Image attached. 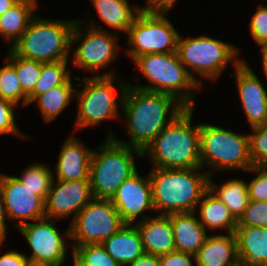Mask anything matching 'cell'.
I'll return each instance as SVG.
<instances>
[{"label": "cell", "instance_id": "cell-39", "mask_svg": "<svg viewBox=\"0 0 267 266\" xmlns=\"http://www.w3.org/2000/svg\"><path fill=\"white\" fill-rule=\"evenodd\" d=\"M191 259L195 256L175 250L160 256V266H194Z\"/></svg>", "mask_w": 267, "mask_h": 266}, {"label": "cell", "instance_id": "cell-2", "mask_svg": "<svg viewBox=\"0 0 267 266\" xmlns=\"http://www.w3.org/2000/svg\"><path fill=\"white\" fill-rule=\"evenodd\" d=\"M193 109L187 107L143 149V157L148 154L153 161L152 168H201L200 124H191Z\"/></svg>", "mask_w": 267, "mask_h": 266}, {"label": "cell", "instance_id": "cell-21", "mask_svg": "<svg viewBox=\"0 0 267 266\" xmlns=\"http://www.w3.org/2000/svg\"><path fill=\"white\" fill-rule=\"evenodd\" d=\"M196 212L168 214L173 228L176 251L195 256L204 245L207 230L200 223Z\"/></svg>", "mask_w": 267, "mask_h": 266}, {"label": "cell", "instance_id": "cell-14", "mask_svg": "<svg viewBox=\"0 0 267 266\" xmlns=\"http://www.w3.org/2000/svg\"><path fill=\"white\" fill-rule=\"evenodd\" d=\"M0 191L8 220L21 219L15 227L46 217L45 201L24 186L16 176L0 174ZM27 220V222H25Z\"/></svg>", "mask_w": 267, "mask_h": 266}, {"label": "cell", "instance_id": "cell-26", "mask_svg": "<svg viewBox=\"0 0 267 266\" xmlns=\"http://www.w3.org/2000/svg\"><path fill=\"white\" fill-rule=\"evenodd\" d=\"M37 0H19L9 10L0 16V36L12 41V46L26 31L27 26L35 16Z\"/></svg>", "mask_w": 267, "mask_h": 266}, {"label": "cell", "instance_id": "cell-6", "mask_svg": "<svg viewBox=\"0 0 267 266\" xmlns=\"http://www.w3.org/2000/svg\"><path fill=\"white\" fill-rule=\"evenodd\" d=\"M149 86L133 87L169 94L176 97L186 107L193 108L194 92L200 85L191 77V72L180 62L177 52L165 54H147L134 60ZM193 92V93H192Z\"/></svg>", "mask_w": 267, "mask_h": 266}, {"label": "cell", "instance_id": "cell-15", "mask_svg": "<svg viewBox=\"0 0 267 266\" xmlns=\"http://www.w3.org/2000/svg\"><path fill=\"white\" fill-rule=\"evenodd\" d=\"M56 180L53 179L45 200V215L55 220L68 217L73 213V222L77 214L94 198L90 181Z\"/></svg>", "mask_w": 267, "mask_h": 266}, {"label": "cell", "instance_id": "cell-30", "mask_svg": "<svg viewBox=\"0 0 267 266\" xmlns=\"http://www.w3.org/2000/svg\"><path fill=\"white\" fill-rule=\"evenodd\" d=\"M20 177H17L24 186H27L29 189L33 190V193L40 196L44 201L50 191L54 175L50 170V167H47L44 164L35 163L31 166L25 168Z\"/></svg>", "mask_w": 267, "mask_h": 266}, {"label": "cell", "instance_id": "cell-36", "mask_svg": "<svg viewBox=\"0 0 267 266\" xmlns=\"http://www.w3.org/2000/svg\"><path fill=\"white\" fill-rule=\"evenodd\" d=\"M248 171L257 173V177L247 183L249 200L267 201V167L253 166Z\"/></svg>", "mask_w": 267, "mask_h": 266}, {"label": "cell", "instance_id": "cell-45", "mask_svg": "<svg viewBox=\"0 0 267 266\" xmlns=\"http://www.w3.org/2000/svg\"><path fill=\"white\" fill-rule=\"evenodd\" d=\"M261 47V52H262V64H263V70L264 74L267 77V46H260Z\"/></svg>", "mask_w": 267, "mask_h": 266}, {"label": "cell", "instance_id": "cell-19", "mask_svg": "<svg viewBox=\"0 0 267 266\" xmlns=\"http://www.w3.org/2000/svg\"><path fill=\"white\" fill-rule=\"evenodd\" d=\"M93 150L76 137L64 141L55 165L56 178L68 181L89 180L90 162Z\"/></svg>", "mask_w": 267, "mask_h": 266}, {"label": "cell", "instance_id": "cell-18", "mask_svg": "<svg viewBox=\"0 0 267 266\" xmlns=\"http://www.w3.org/2000/svg\"><path fill=\"white\" fill-rule=\"evenodd\" d=\"M136 225L144 253L162 256L175 251V239L169 215L142 216Z\"/></svg>", "mask_w": 267, "mask_h": 266}, {"label": "cell", "instance_id": "cell-16", "mask_svg": "<svg viewBox=\"0 0 267 266\" xmlns=\"http://www.w3.org/2000/svg\"><path fill=\"white\" fill-rule=\"evenodd\" d=\"M143 178L138 172L126 179L110 199L126 224H133L145 210H153L149 174Z\"/></svg>", "mask_w": 267, "mask_h": 266}, {"label": "cell", "instance_id": "cell-3", "mask_svg": "<svg viewBox=\"0 0 267 266\" xmlns=\"http://www.w3.org/2000/svg\"><path fill=\"white\" fill-rule=\"evenodd\" d=\"M202 168H152L149 172L152 203L158 214L196 212L208 190L209 175Z\"/></svg>", "mask_w": 267, "mask_h": 266}, {"label": "cell", "instance_id": "cell-13", "mask_svg": "<svg viewBox=\"0 0 267 266\" xmlns=\"http://www.w3.org/2000/svg\"><path fill=\"white\" fill-rule=\"evenodd\" d=\"M56 221L44 217L17 228L32 250L31 256H26L30 265L62 266L66 261L67 245L63 234L56 229Z\"/></svg>", "mask_w": 267, "mask_h": 266}, {"label": "cell", "instance_id": "cell-40", "mask_svg": "<svg viewBox=\"0 0 267 266\" xmlns=\"http://www.w3.org/2000/svg\"><path fill=\"white\" fill-rule=\"evenodd\" d=\"M176 0H147V6L141 7L140 10L149 14H166L170 9H174Z\"/></svg>", "mask_w": 267, "mask_h": 266}, {"label": "cell", "instance_id": "cell-22", "mask_svg": "<svg viewBox=\"0 0 267 266\" xmlns=\"http://www.w3.org/2000/svg\"><path fill=\"white\" fill-rule=\"evenodd\" d=\"M196 266H240L235 233L207 236L195 255Z\"/></svg>", "mask_w": 267, "mask_h": 266}, {"label": "cell", "instance_id": "cell-44", "mask_svg": "<svg viewBox=\"0 0 267 266\" xmlns=\"http://www.w3.org/2000/svg\"><path fill=\"white\" fill-rule=\"evenodd\" d=\"M19 0H0V16L9 10Z\"/></svg>", "mask_w": 267, "mask_h": 266}, {"label": "cell", "instance_id": "cell-5", "mask_svg": "<svg viewBox=\"0 0 267 266\" xmlns=\"http://www.w3.org/2000/svg\"><path fill=\"white\" fill-rule=\"evenodd\" d=\"M76 20H47L34 16L10 48L19 56L41 63L68 60Z\"/></svg>", "mask_w": 267, "mask_h": 266}, {"label": "cell", "instance_id": "cell-29", "mask_svg": "<svg viewBox=\"0 0 267 266\" xmlns=\"http://www.w3.org/2000/svg\"><path fill=\"white\" fill-rule=\"evenodd\" d=\"M68 60L58 62L42 63L41 72L33 91L28 95V105L40 94L49 89L64 84L70 77L71 72L67 70Z\"/></svg>", "mask_w": 267, "mask_h": 266}, {"label": "cell", "instance_id": "cell-8", "mask_svg": "<svg viewBox=\"0 0 267 266\" xmlns=\"http://www.w3.org/2000/svg\"><path fill=\"white\" fill-rule=\"evenodd\" d=\"M177 54L180 62L193 71L191 77L201 86V81L196 79L194 72L203 78L216 80L229 62L237 68L242 62L238 59L239 50L232 44L214 39L209 36L186 37L179 35Z\"/></svg>", "mask_w": 267, "mask_h": 266}, {"label": "cell", "instance_id": "cell-43", "mask_svg": "<svg viewBox=\"0 0 267 266\" xmlns=\"http://www.w3.org/2000/svg\"><path fill=\"white\" fill-rule=\"evenodd\" d=\"M5 219H7L6 211H5V206L3 203L2 199V194L0 191V247L2 246V243L5 240L6 236V224H5Z\"/></svg>", "mask_w": 267, "mask_h": 266}, {"label": "cell", "instance_id": "cell-23", "mask_svg": "<svg viewBox=\"0 0 267 266\" xmlns=\"http://www.w3.org/2000/svg\"><path fill=\"white\" fill-rule=\"evenodd\" d=\"M101 244L120 266H128L144 253L141 235L135 224H125Z\"/></svg>", "mask_w": 267, "mask_h": 266}, {"label": "cell", "instance_id": "cell-27", "mask_svg": "<svg viewBox=\"0 0 267 266\" xmlns=\"http://www.w3.org/2000/svg\"><path fill=\"white\" fill-rule=\"evenodd\" d=\"M208 189L225 204L237 220L247 208L249 202L248 187L243 180L235 178L218 187L209 176Z\"/></svg>", "mask_w": 267, "mask_h": 266}, {"label": "cell", "instance_id": "cell-10", "mask_svg": "<svg viewBox=\"0 0 267 266\" xmlns=\"http://www.w3.org/2000/svg\"><path fill=\"white\" fill-rule=\"evenodd\" d=\"M125 224L110 199L93 198L77 214L64 236L74 240L72 246L101 244Z\"/></svg>", "mask_w": 267, "mask_h": 266}, {"label": "cell", "instance_id": "cell-41", "mask_svg": "<svg viewBox=\"0 0 267 266\" xmlns=\"http://www.w3.org/2000/svg\"><path fill=\"white\" fill-rule=\"evenodd\" d=\"M28 259L25 254L17 251H9L0 256V266H29Z\"/></svg>", "mask_w": 267, "mask_h": 266}, {"label": "cell", "instance_id": "cell-35", "mask_svg": "<svg viewBox=\"0 0 267 266\" xmlns=\"http://www.w3.org/2000/svg\"><path fill=\"white\" fill-rule=\"evenodd\" d=\"M237 225L267 227V201L249 200L247 208L237 220Z\"/></svg>", "mask_w": 267, "mask_h": 266}, {"label": "cell", "instance_id": "cell-33", "mask_svg": "<svg viewBox=\"0 0 267 266\" xmlns=\"http://www.w3.org/2000/svg\"><path fill=\"white\" fill-rule=\"evenodd\" d=\"M6 58L15 66L21 88L28 96L33 91L35 84L38 81L42 63L21 57L12 49L9 50Z\"/></svg>", "mask_w": 267, "mask_h": 266}, {"label": "cell", "instance_id": "cell-11", "mask_svg": "<svg viewBox=\"0 0 267 266\" xmlns=\"http://www.w3.org/2000/svg\"><path fill=\"white\" fill-rule=\"evenodd\" d=\"M166 14L140 11L128 30V55L134 61L147 54H165L177 51L179 33Z\"/></svg>", "mask_w": 267, "mask_h": 266}, {"label": "cell", "instance_id": "cell-31", "mask_svg": "<svg viewBox=\"0 0 267 266\" xmlns=\"http://www.w3.org/2000/svg\"><path fill=\"white\" fill-rule=\"evenodd\" d=\"M6 65L0 68V98L14 103L16 106L28 105V96L23 92L17 77L15 66L6 58Z\"/></svg>", "mask_w": 267, "mask_h": 266}, {"label": "cell", "instance_id": "cell-42", "mask_svg": "<svg viewBox=\"0 0 267 266\" xmlns=\"http://www.w3.org/2000/svg\"><path fill=\"white\" fill-rule=\"evenodd\" d=\"M128 266H160V256L143 253Z\"/></svg>", "mask_w": 267, "mask_h": 266}, {"label": "cell", "instance_id": "cell-12", "mask_svg": "<svg viewBox=\"0 0 267 266\" xmlns=\"http://www.w3.org/2000/svg\"><path fill=\"white\" fill-rule=\"evenodd\" d=\"M80 23L79 19H76L71 34V45L81 40L80 45L74 50L71 64L100 74V69L110 65L119 54L117 36L103 29L101 30L92 19H90L92 24L89 25L91 28L88 26V28H85L86 32L82 33L84 31L81 29L82 25Z\"/></svg>", "mask_w": 267, "mask_h": 266}, {"label": "cell", "instance_id": "cell-37", "mask_svg": "<svg viewBox=\"0 0 267 266\" xmlns=\"http://www.w3.org/2000/svg\"><path fill=\"white\" fill-rule=\"evenodd\" d=\"M250 22V33L256 44L267 46V5H258Z\"/></svg>", "mask_w": 267, "mask_h": 266}, {"label": "cell", "instance_id": "cell-24", "mask_svg": "<svg viewBox=\"0 0 267 266\" xmlns=\"http://www.w3.org/2000/svg\"><path fill=\"white\" fill-rule=\"evenodd\" d=\"M91 2L105 25L126 34L141 11L138 6L132 9L129 0H91Z\"/></svg>", "mask_w": 267, "mask_h": 266}, {"label": "cell", "instance_id": "cell-1", "mask_svg": "<svg viewBox=\"0 0 267 266\" xmlns=\"http://www.w3.org/2000/svg\"><path fill=\"white\" fill-rule=\"evenodd\" d=\"M123 114L127 121L129 142L116 139L109 128L108 138L143 151L155 137L187 107L176 97L145 91L126 82H118ZM170 114V115H168ZM169 118V119H167Z\"/></svg>", "mask_w": 267, "mask_h": 266}, {"label": "cell", "instance_id": "cell-28", "mask_svg": "<svg viewBox=\"0 0 267 266\" xmlns=\"http://www.w3.org/2000/svg\"><path fill=\"white\" fill-rule=\"evenodd\" d=\"M71 80L70 77L64 84L49 89L32 101L38 103L45 122L56 118L73 99L77 88L73 87Z\"/></svg>", "mask_w": 267, "mask_h": 266}, {"label": "cell", "instance_id": "cell-20", "mask_svg": "<svg viewBox=\"0 0 267 266\" xmlns=\"http://www.w3.org/2000/svg\"><path fill=\"white\" fill-rule=\"evenodd\" d=\"M235 236L240 266H267V227L237 225Z\"/></svg>", "mask_w": 267, "mask_h": 266}, {"label": "cell", "instance_id": "cell-9", "mask_svg": "<svg viewBox=\"0 0 267 266\" xmlns=\"http://www.w3.org/2000/svg\"><path fill=\"white\" fill-rule=\"evenodd\" d=\"M114 72H107L102 75L85 77L81 80L74 77V80L84 81L85 84H76L84 87L81 91L76 89L78 116L76 120V130L86 126L100 124L101 121L119 117V106L115 96L114 82H118V76ZM116 78V79H115Z\"/></svg>", "mask_w": 267, "mask_h": 266}, {"label": "cell", "instance_id": "cell-38", "mask_svg": "<svg viewBox=\"0 0 267 266\" xmlns=\"http://www.w3.org/2000/svg\"><path fill=\"white\" fill-rule=\"evenodd\" d=\"M15 106L14 103L0 98V135L10 133L26 139L28 136L22 134L16 126L13 110Z\"/></svg>", "mask_w": 267, "mask_h": 266}, {"label": "cell", "instance_id": "cell-17", "mask_svg": "<svg viewBox=\"0 0 267 266\" xmlns=\"http://www.w3.org/2000/svg\"><path fill=\"white\" fill-rule=\"evenodd\" d=\"M235 71L239 98L250 126L267 124V91L263 84L245 61Z\"/></svg>", "mask_w": 267, "mask_h": 266}, {"label": "cell", "instance_id": "cell-32", "mask_svg": "<svg viewBox=\"0 0 267 266\" xmlns=\"http://www.w3.org/2000/svg\"><path fill=\"white\" fill-rule=\"evenodd\" d=\"M72 252L75 266H120L102 244L72 246Z\"/></svg>", "mask_w": 267, "mask_h": 266}, {"label": "cell", "instance_id": "cell-7", "mask_svg": "<svg viewBox=\"0 0 267 266\" xmlns=\"http://www.w3.org/2000/svg\"><path fill=\"white\" fill-rule=\"evenodd\" d=\"M200 160L201 168L209 165L212 170L241 169L247 171L253 167L249 152V136L226 130L221 126L200 124Z\"/></svg>", "mask_w": 267, "mask_h": 266}, {"label": "cell", "instance_id": "cell-34", "mask_svg": "<svg viewBox=\"0 0 267 266\" xmlns=\"http://www.w3.org/2000/svg\"><path fill=\"white\" fill-rule=\"evenodd\" d=\"M249 152L253 166L267 167V124L251 127Z\"/></svg>", "mask_w": 267, "mask_h": 266}, {"label": "cell", "instance_id": "cell-25", "mask_svg": "<svg viewBox=\"0 0 267 266\" xmlns=\"http://www.w3.org/2000/svg\"><path fill=\"white\" fill-rule=\"evenodd\" d=\"M198 206L200 208L198 220L206 230L223 228L228 234L235 233L237 219L209 189L203 194Z\"/></svg>", "mask_w": 267, "mask_h": 266}, {"label": "cell", "instance_id": "cell-4", "mask_svg": "<svg viewBox=\"0 0 267 266\" xmlns=\"http://www.w3.org/2000/svg\"><path fill=\"white\" fill-rule=\"evenodd\" d=\"M135 154L143 157L140 149L108 137L98 151L93 150L89 181L94 198L111 199L121 184L137 172Z\"/></svg>", "mask_w": 267, "mask_h": 266}]
</instances>
